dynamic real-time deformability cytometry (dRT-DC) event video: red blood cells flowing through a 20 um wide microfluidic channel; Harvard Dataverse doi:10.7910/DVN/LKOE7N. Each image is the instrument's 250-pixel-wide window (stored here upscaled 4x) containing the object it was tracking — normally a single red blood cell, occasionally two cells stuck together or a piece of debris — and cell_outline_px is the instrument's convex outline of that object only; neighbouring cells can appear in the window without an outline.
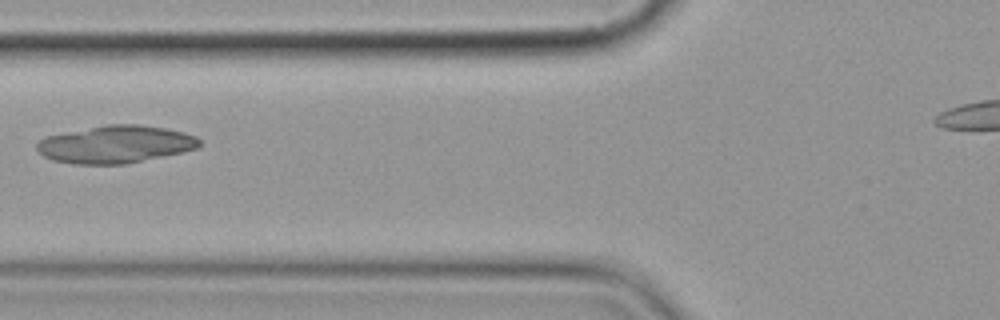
{"species": "common noctule bat (a hibernating species)", "species_latin": "Nyctalus noctula", "temperature_condition": "cold", "stored_images_in_passage": 9, "camera_frame_rate_fps": 3000, "um_per_image_px": 0.085, "animal": {"sex": "female", "body_mass_g": 19.9}, "frame": {"image": 1, "passage_image": 6, "time_ms": 6.667, "image_size_px": [1000, 320], "cell_outline_px": [[200, 144], [196, 148], [184, 152], [124, 164], [72, 164], [52, 160], [44, 156], [36, 148], [36, 144], [40, 140], [48, 136], [104, 124], [140, 124], [164, 128], [184, 132], [196, 136], [200, 140]], "centroid_in_image_um": [9.83, 12.27], "position_along_channel_um": 116.0, "area_um2": 35.49}}
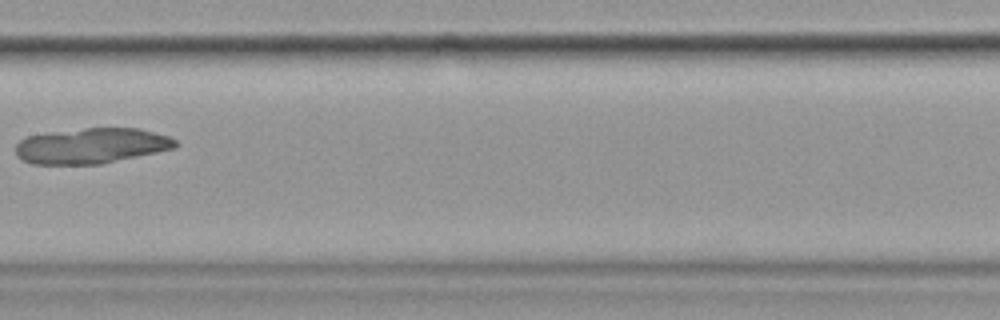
{"frame": {"image": 2, "passage_image": 8, "time_ms": 9.0, "image_size_px": [1000, 320], "cell_outline_px": [[180, 144], [176, 148], [100, 164], [32, 164], [16, 156], [16, 144], [20, 140], [28, 136], [52, 132], [84, 128], [140, 128], [168, 136], [176, 140]], "centroid_in_image_um": [7.79, 12.39], "position_along_channel_um": 199.6, "area_um2": 33.0}}
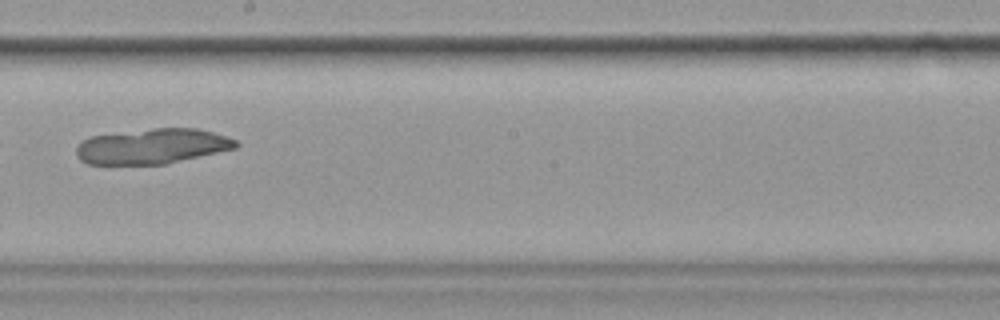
{"frame": {"image": 3, "passage_image": 9, "time_ms": 10.0, "image_size_px": [1000, 320], "cell_outline_px": [[240, 144], [236, 148], [164, 164], [88, 164], [80, 160], [76, 156], [76, 148], [84, 140], [92, 136], [152, 128], [196, 128], [212, 132], [236, 140]], "centroid_in_image_um": [12.93, 12.43], "position_along_channel_um": 235.3, "area_um2": 32.43}}